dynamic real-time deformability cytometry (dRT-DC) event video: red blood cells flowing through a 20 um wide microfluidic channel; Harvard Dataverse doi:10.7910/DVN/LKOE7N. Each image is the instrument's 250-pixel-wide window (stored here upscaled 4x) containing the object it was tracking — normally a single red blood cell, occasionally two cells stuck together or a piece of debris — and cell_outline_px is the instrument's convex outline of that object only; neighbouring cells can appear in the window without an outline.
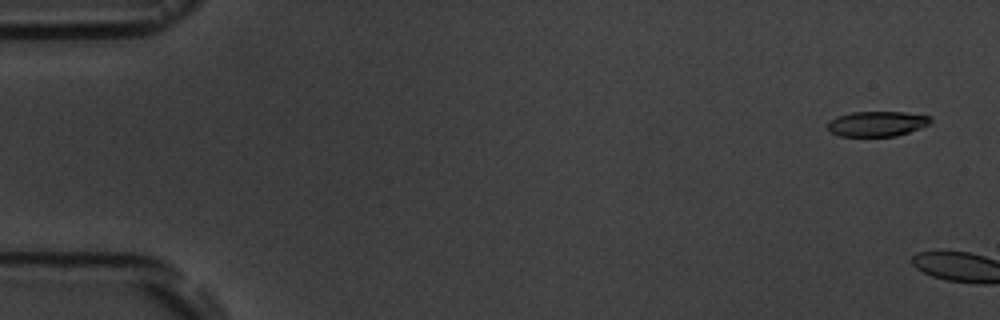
{"species": "common noctule bat (a hibernating species)", "species_latin": "Nyctalus noctula", "temperature_condition": "room temperature", "stored_images_in_passage": 6, "camera_frame_rate_fps": 3000, "um_per_image_px": 0.085, "animal": {"sex": "male", "body_mass_g": 19.5, "forearm_length_mm": 54.6}, "frame": {"image": 1, "passage_image": 1, "time_ms": 0.0, "image_size_px": [1000, 320], "cell_outline_px": [[932, 120], [928, 124], [908, 132], [896, 136], [840, 136], [832, 132], [828, 128], [828, 120], [836, 116], [852, 112], [904, 112], [928, 116]], "centroid_in_image_um": [74.5, 10.51], "position_along_channel_um": 10.5, "area_um2": 14.91}}
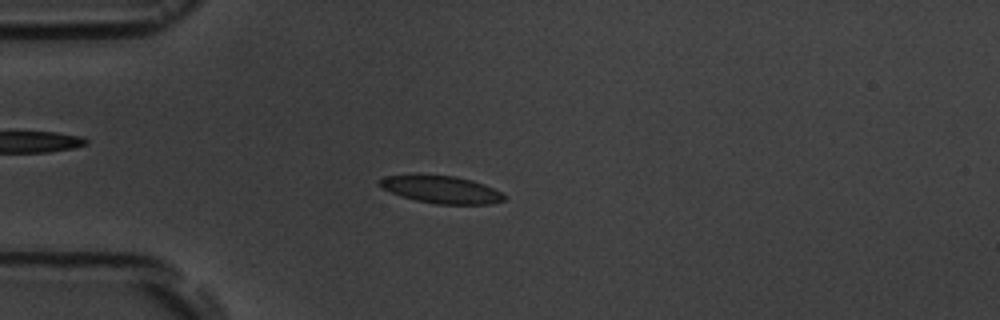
{"frame": {"image": 2, "passage_image": 6, "time_ms": 5.667, "image_size_px": [1000, 320], "cell_outline_px": [[504, 200], [492, 204], [436, 204], [416, 200], [400, 196], [376, 184], [376, 180], [384, 176], [416, 172], [456, 176], [472, 180], [484, 184], [500, 192], [504, 196]], "centroid_in_image_um": [37.4, 16.06], "position_along_channel_um": 47.6, "area_um2": 20.58}}